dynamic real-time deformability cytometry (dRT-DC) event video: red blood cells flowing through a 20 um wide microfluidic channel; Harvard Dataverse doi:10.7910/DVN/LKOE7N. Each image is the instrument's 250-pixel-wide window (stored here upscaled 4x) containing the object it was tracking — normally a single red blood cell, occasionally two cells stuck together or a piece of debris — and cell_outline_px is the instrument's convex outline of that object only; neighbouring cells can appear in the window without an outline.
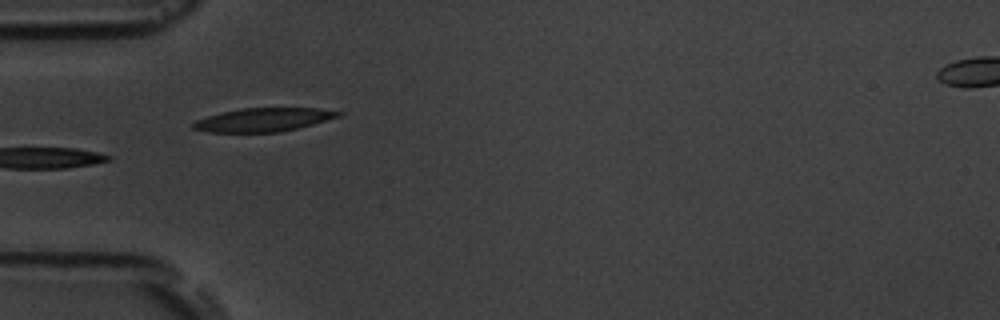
{"species": "common noctule bat (a hibernating species)", "species_latin": "Nyctalus noctula", "temperature_condition": "room temperature", "stored_images_in_passage": 9, "camera_frame_rate_fps": 3000, "um_per_image_px": 0.085, "animal": {"sex": "male", "body_mass_g": 19.5, "forearm_length_mm": 54.6}, "frame": {"image": 1, "passage_image": 6, "time_ms": 5.667, "image_size_px": [1000, 320], "cell_outline_px": [[344, 112], [340, 116], [312, 124], [280, 132], [208, 132], [192, 128], [192, 124], [196, 120], [220, 112], [240, 108], [320, 108]], "centroid_in_image_um": [22.38, 10.17], "position_along_channel_um": 62.6, "area_um2": 19.83}}
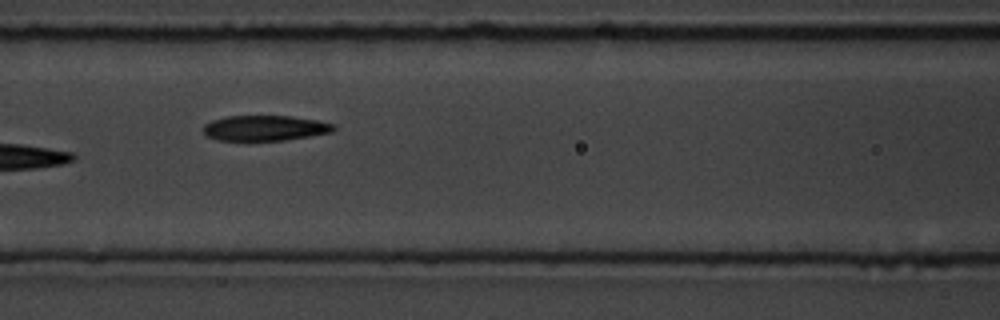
{"frame": {"image": 2, "passage_image": 8, "time_ms": 8.0, "image_size_px": [1000, 320], "cell_outline_px": [[336, 128], [332, 132], [284, 140], [216, 140], [208, 136], [204, 132], [204, 124], [212, 120], [228, 116], [292, 116], [316, 120], [336, 124]], "centroid_in_image_um": [22.54, 10.88], "position_along_channel_um": 144.1, "area_um2": 19.13}}
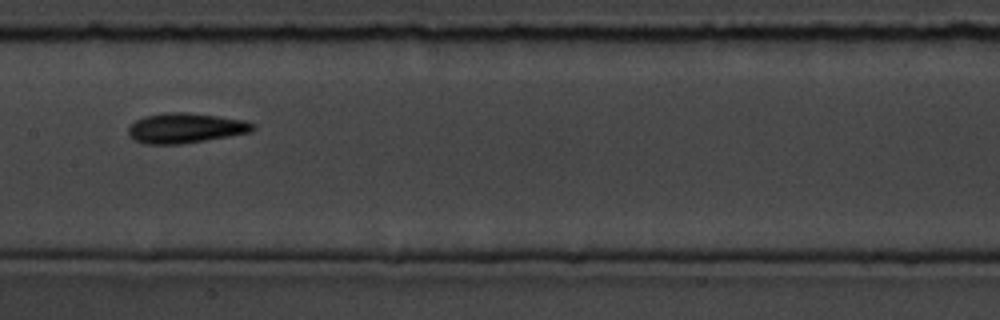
{"frame": {"image": 3, "passage_image": 9, "time_ms": 9.333, "image_size_px": [1000, 320], "cell_outline_px": [[256, 128], [252, 132], [180, 144], [148, 144], [136, 140], [128, 136], [128, 128], [136, 120], [144, 116], [164, 112], [184, 112], [216, 116], [244, 120], [256, 124]], "centroid_in_image_um": [15.77, 10.88], "position_along_channel_um": 191.6, "area_um2": 21.68}}